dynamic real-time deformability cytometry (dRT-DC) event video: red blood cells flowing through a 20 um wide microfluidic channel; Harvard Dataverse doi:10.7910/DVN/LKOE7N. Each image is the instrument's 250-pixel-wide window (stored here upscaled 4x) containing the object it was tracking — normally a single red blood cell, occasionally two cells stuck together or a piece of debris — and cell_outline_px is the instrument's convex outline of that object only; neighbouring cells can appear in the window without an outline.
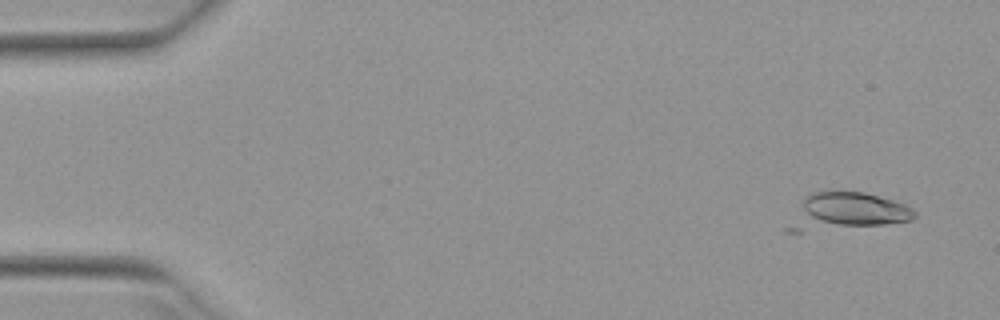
{"species": "Egyptian fruit bat (a non-hibernating species)", "species_latin": "Rousettus aegyptiacus", "temperature_condition": "warm", "stored_images_in_passage": 4, "camera_frame_rate_fps": 3000, "um_per_image_px": 0.085, "animal": {"sex": "female"}, "frame": {"image": 1, "passage_image": 1, "time_ms": 0.0, "image_size_px": [1000, 320], "cell_outline_px": [[916, 216], [908, 220], [884, 224], [840, 224], [808, 220], [804, 208], [804, 200], [812, 192], [864, 192], [892, 200], [904, 204], [912, 208], [916, 212]], "centroid_in_image_um": [72.68, 17.74], "position_along_channel_um": 12.3, "area_um2": 21.21}}